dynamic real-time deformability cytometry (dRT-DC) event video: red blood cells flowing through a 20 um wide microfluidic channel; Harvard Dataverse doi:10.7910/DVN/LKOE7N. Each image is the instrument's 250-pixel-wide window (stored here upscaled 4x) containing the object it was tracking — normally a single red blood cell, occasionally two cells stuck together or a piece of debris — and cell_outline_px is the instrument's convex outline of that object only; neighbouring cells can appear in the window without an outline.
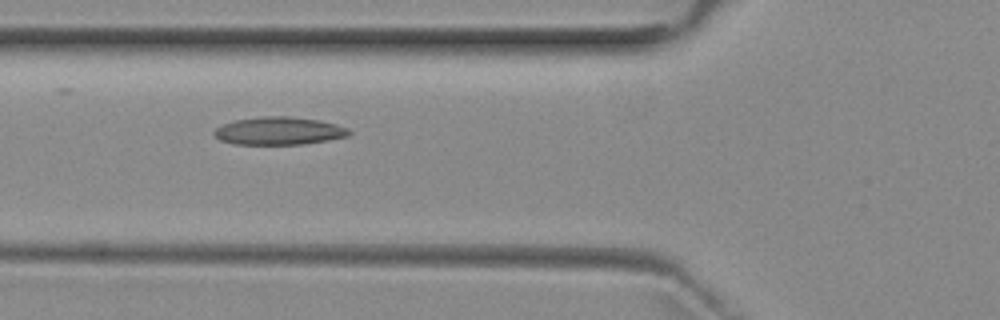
{"species": "common noctule bat (a hibernating species)", "species_latin": "Nyctalus noctula", "temperature_condition": "room temperature", "stored_images_in_passage": 8, "camera_frame_rate_fps": 3000, "um_per_image_px": 0.085, "animal": {"sex": "female", "body_mass_g": 29.2, "forearm_length_mm": 56.3}, "frame": {"image": 1, "passage_image": 5, "time_ms": 5.667, "image_size_px": [1000, 320], "cell_outline_px": [[352, 132], [348, 136], [328, 140], [304, 144], [232, 144], [220, 140], [212, 132], [216, 128], [224, 124], [236, 120], [260, 116], [288, 116], [320, 120], [336, 124], [348, 128]], "centroid_in_image_um": [23.73, 11.12], "position_along_channel_um": 102.1, "area_um2": 21.91}}
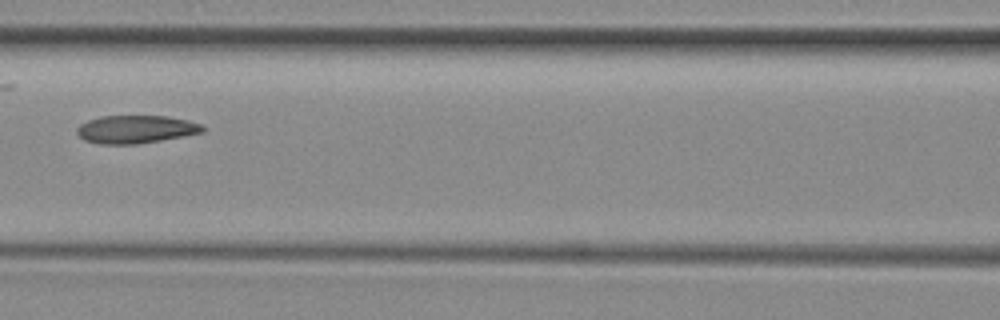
{"frame": {"image": 2, "passage_image": 6, "time_ms": 7.0, "image_size_px": [1000, 320], "cell_outline_px": [[204, 132], [184, 136], [136, 144], [100, 144], [84, 140], [76, 132], [76, 128], [80, 124], [88, 120], [100, 116], [168, 116], [188, 120], [200, 124], [204, 128]], "centroid_in_image_um": [11.52, 10.99], "position_along_channel_um": 155.1, "area_um2": 20.46}}
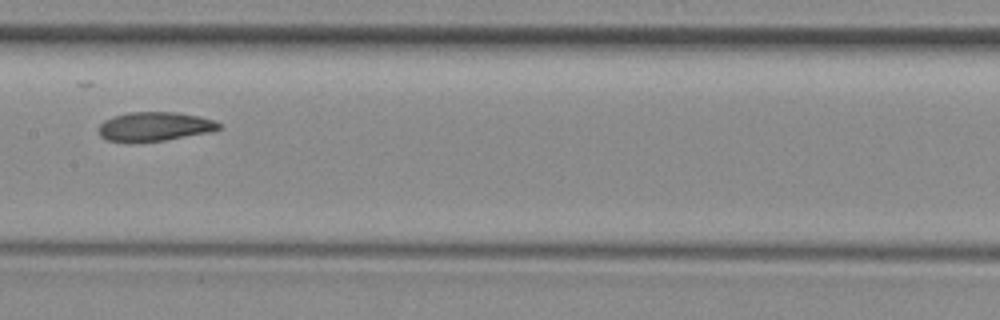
{"frame": {"image": 3, "passage_image": 7, "time_ms": 8.0, "image_size_px": [1000, 320], "cell_outline_px": [[220, 128], [208, 132], [164, 140], [108, 140], [100, 136], [96, 128], [104, 120], [112, 116], [128, 112], [176, 112], [200, 116], [216, 120], [220, 124]], "centroid_in_image_um": [13.13, 10.71], "position_along_channel_um": 194.3, "area_um2": 20.0}}